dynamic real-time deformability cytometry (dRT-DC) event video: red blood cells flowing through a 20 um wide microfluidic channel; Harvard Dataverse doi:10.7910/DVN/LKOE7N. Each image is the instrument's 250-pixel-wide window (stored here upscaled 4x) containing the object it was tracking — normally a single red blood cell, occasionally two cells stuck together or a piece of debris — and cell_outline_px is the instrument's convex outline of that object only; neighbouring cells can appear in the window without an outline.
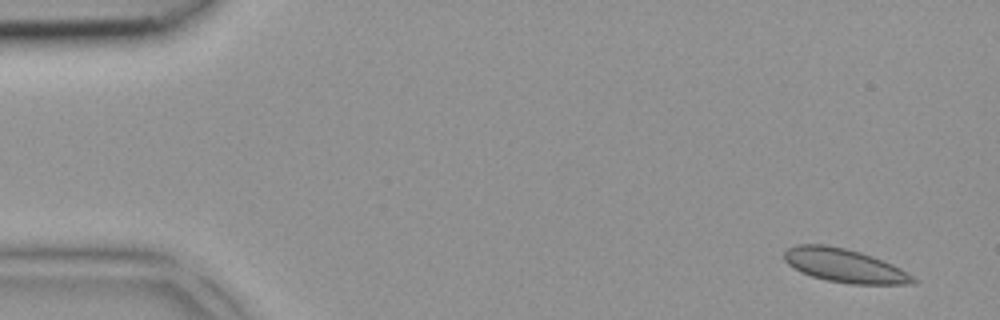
{"species": "common noctule bat (a hibernating species)", "species_latin": "Nyctalus noctula", "temperature_condition": "room temperature", "stored_images_in_passage": 4, "camera_frame_rate_fps": 3000, "um_per_image_px": 0.085, "animal": {"sex": "female", "body_mass_g": 18.4}, "frame": {"image": 1, "passage_image": 1, "time_ms": 0.0, "image_size_px": [1000, 320], "cell_outline_px": [[920, 280], [916, 284], [852, 284], [828, 280], [812, 276], [800, 272], [788, 264], [784, 260], [784, 252], [788, 248], [796, 244], [824, 244], [844, 248], [860, 252], [872, 256], [892, 264], [900, 268]], "centroid_in_image_um": [71.8, 22.58], "position_along_channel_um": 13.2, "area_um2": 25.26}}
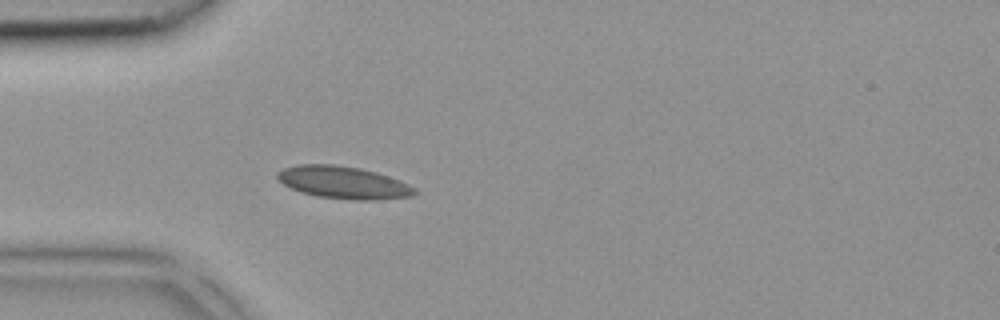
{"frame": {"image": 2, "passage_image": 4, "time_ms": 1.0, "image_size_px": [1000, 320], "cell_outline_px": [[416, 192], [412, 196], [376, 200], [352, 200], [316, 196], [300, 192], [276, 180], [276, 172], [284, 168], [296, 164], [336, 164], [360, 168], [376, 172], [388, 176], [408, 184], [416, 188]], "centroid_in_image_um": [29.15, 15.51], "position_along_channel_um": 55.9, "area_um2": 26.07}}